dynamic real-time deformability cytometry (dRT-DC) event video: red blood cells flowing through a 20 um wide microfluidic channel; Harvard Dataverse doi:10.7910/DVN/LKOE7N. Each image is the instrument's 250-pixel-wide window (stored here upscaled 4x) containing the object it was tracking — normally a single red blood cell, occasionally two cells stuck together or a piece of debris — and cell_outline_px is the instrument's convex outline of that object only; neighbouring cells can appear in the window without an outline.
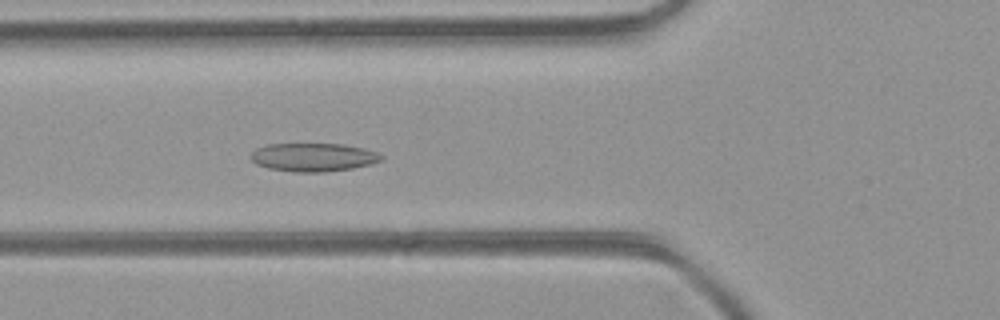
{"species": "common noctule bat (a hibernating species)", "species_latin": "Nyctalus noctula", "temperature_condition": "room temperature", "stored_images_in_passage": 37, "camera_frame_rate_fps": 3000, "um_per_image_px": 0.085, "animal": {"sex": "female", "body_mass_g": 21.9}, "frame": {"image": 1, "passage_image": 7, "time_ms": 2.0, "image_size_px": [1000, 320], "cell_outline_px": [[384, 156], [380, 160], [372, 164], [352, 168], [324, 172], [292, 172], [268, 168], [256, 164], [248, 156], [256, 148], [268, 144], [344, 144], [364, 148], [376, 152]], "centroid_in_image_um": [26.61, 13.36], "position_along_channel_um": 99.2, "area_um2": 21.68}}
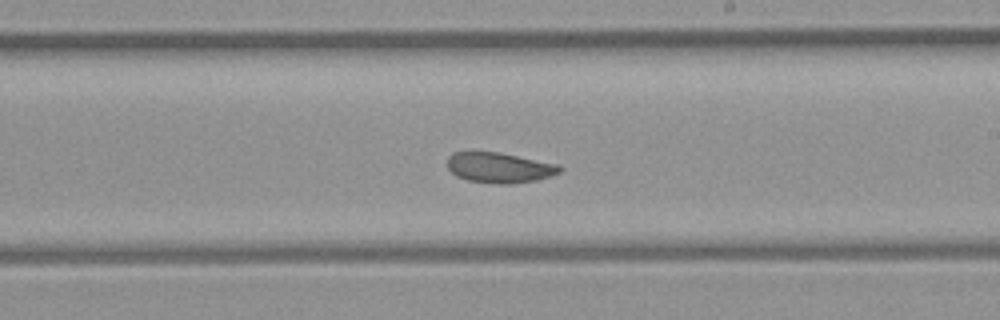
{"frame": {"image": 2, "passage_image": 17, "time_ms": 5.333, "image_size_px": [1000, 320], "cell_outline_px": [[564, 168], [560, 172], [536, 180], [512, 184], [496, 184], [468, 180], [456, 176], [448, 168], [448, 156], [452, 152], [500, 152], [560, 164]], "centroid_in_image_um": [42.47, 14.24], "position_along_channel_um": 246.5, "area_um2": 20.0}}
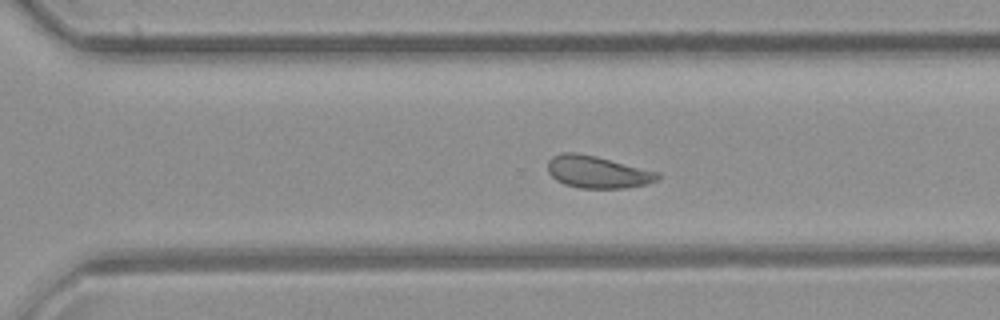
{"frame": {"image": 3, "passage_image": 22, "time_ms": 7.0, "image_size_px": [1000, 320], "cell_outline_px": [[660, 176], [656, 180], [644, 184], [624, 188], [580, 188], [564, 184], [556, 180], [548, 172], [548, 160], [552, 156], [560, 152], [576, 152], [596, 156], [660, 172]], "centroid_in_image_um": [50.75, 14.6], "position_along_channel_um": 319.8, "area_um2": 20.63}, "authors_computed_cell_mechanics": {"area_um2": 21.5016, "velocity_mm_per_s": 4.4129, "shape_relaxation_time_tau1_ms": 10.6791, "shape_relaxation_time_tau2_ms": 3.3506, "deformation_change_tau1": 0.1788, "deformation_change_tau2": 0.1003}}